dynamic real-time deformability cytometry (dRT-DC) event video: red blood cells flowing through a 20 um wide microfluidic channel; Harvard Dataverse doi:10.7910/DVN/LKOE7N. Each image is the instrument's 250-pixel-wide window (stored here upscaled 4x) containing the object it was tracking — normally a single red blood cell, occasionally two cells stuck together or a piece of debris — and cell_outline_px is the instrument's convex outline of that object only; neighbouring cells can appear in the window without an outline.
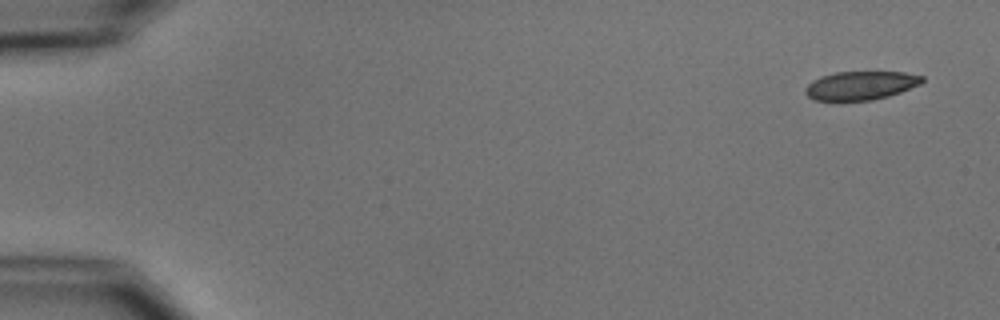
{"species": "common noctule bat (a hibernating species)", "species_latin": "Nyctalus noctula", "temperature_condition": "cold", "stored_images_in_passage": 4, "camera_frame_rate_fps": 3000, "um_per_image_px": 0.085, "animal": {"sex": "male", "body_mass_g": 15.6}, "frame": {"image": 1, "passage_image": 1, "time_ms": 0.0, "image_size_px": [1000, 320], "cell_outline_px": [[924, 80], [920, 84], [900, 92], [888, 96], [872, 100], [840, 104], [816, 100], [808, 96], [804, 92], [804, 88], [812, 80], [820, 76], [836, 72], [904, 72], [924, 76]], "centroid_in_image_um": [73.09, 7.31], "position_along_channel_um": 11.9, "area_um2": 20.23}}
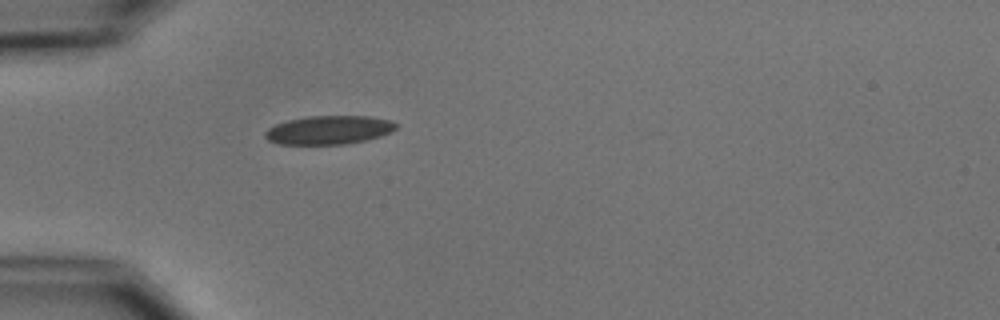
{"frame": {"image": 2, "passage_image": 4, "time_ms": 4.667, "image_size_px": [1000, 320], "cell_outline_px": [[396, 128], [392, 132], [380, 136], [364, 140], [344, 144], [280, 144], [268, 140], [264, 136], [264, 132], [268, 128], [276, 124], [288, 120], [308, 116], [368, 116], [388, 120], [396, 124]], "centroid_in_image_um": [27.92, 11.05], "position_along_channel_um": 57.1, "area_um2": 21.68}}